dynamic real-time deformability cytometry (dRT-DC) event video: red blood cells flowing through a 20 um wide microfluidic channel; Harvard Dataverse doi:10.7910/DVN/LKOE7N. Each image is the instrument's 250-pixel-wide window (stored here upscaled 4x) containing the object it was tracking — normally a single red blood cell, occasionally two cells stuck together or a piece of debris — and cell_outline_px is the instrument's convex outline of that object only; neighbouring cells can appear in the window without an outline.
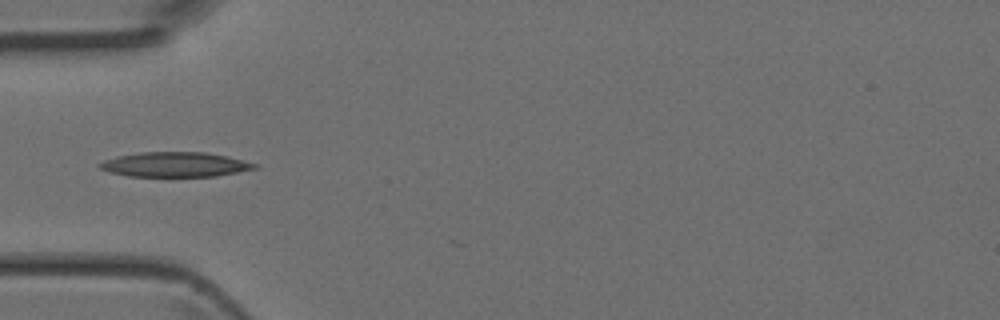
{"species": "Egyptian fruit bat (a non-hibernating species)", "species_latin": "Rousettus aegyptiacus", "temperature_condition": "room temperature", "stored_images_in_passage": 5, "camera_frame_rate_fps": 3000, "um_per_image_px": 0.085, "animal": {"sex": "female"}, "frame": {"image": 1, "passage_image": 4, "time_ms": 1.0, "image_size_px": [1000, 320], "cell_outline_px": [[260, 168], [216, 176], [128, 176], [108, 172], [100, 168], [96, 164], [104, 160], [120, 156], [140, 152], [204, 152], [224, 156], [260, 164]], "centroid_in_image_um": [14.89, 13.99], "position_along_channel_um": 70.1, "area_um2": 22.31}}
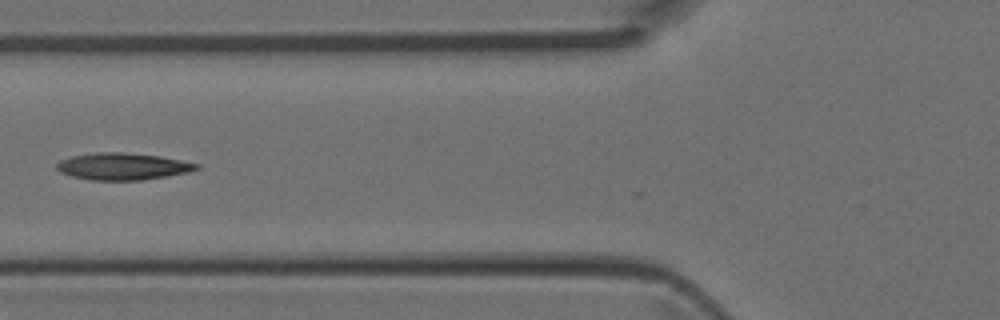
{"frame": {"image": 2, "passage_image": 5, "time_ms": 1.333, "image_size_px": [1000, 320], "cell_outline_px": [[200, 168], [188, 172], [168, 176], [140, 180], [88, 180], [72, 176], [60, 172], [56, 168], [56, 164], [60, 160], [72, 156], [96, 152], [124, 152], [160, 156], [200, 164]], "centroid_in_image_um": [10.42, 14.14], "position_along_channel_um": 115.4, "area_um2": 21.96}}